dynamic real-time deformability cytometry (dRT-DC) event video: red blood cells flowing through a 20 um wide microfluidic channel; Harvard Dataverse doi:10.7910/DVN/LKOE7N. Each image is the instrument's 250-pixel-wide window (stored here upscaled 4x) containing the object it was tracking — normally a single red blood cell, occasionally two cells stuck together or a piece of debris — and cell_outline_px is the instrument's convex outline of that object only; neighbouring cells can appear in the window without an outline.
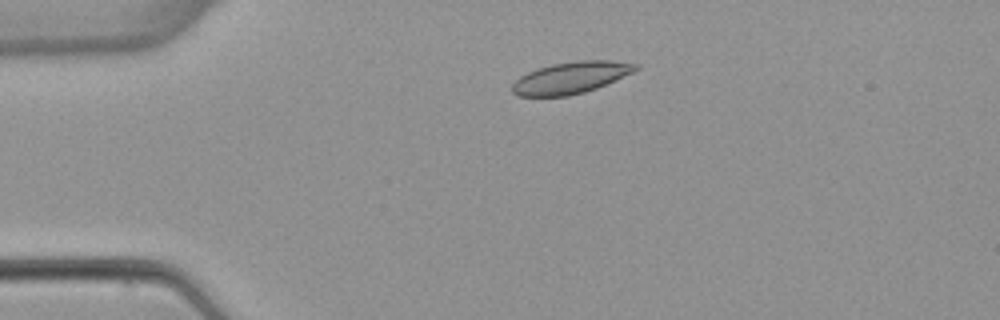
{"species": "common noctule bat (a hibernating species)", "species_latin": "Nyctalus noctula", "temperature_condition": "warm", "stored_images_in_passage": 4, "camera_frame_rate_fps": 3000, "um_per_image_px": 0.085, "animal": {"sex": "female", "body_mass_g": 22.7, "forearm_length_mm": 54.2}, "frame": {"image": 1, "passage_image": 3, "time_ms": 2.333, "image_size_px": [1000, 320], "cell_outline_px": [[640, 68], [632, 72], [596, 88], [584, 92], [568, 96], [516, 96], [512, 92], [512, 84], [520, 76], [528, 72], [552, 64], [580, 60], [612, 60], [640, 64]], "centroid_in_image_um": [48.52, 6.6], "position_along_channel_um": 36.5, "area_um2": 22.66}}